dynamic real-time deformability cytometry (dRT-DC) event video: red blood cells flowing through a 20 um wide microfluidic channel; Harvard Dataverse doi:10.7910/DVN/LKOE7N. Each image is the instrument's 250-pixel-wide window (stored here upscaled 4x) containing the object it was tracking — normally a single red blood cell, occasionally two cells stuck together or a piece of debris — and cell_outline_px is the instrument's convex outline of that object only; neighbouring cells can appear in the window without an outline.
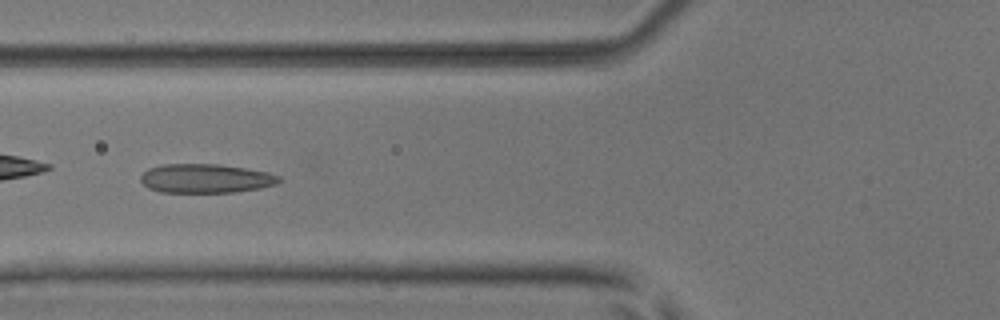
{"species": "common noctule bat (a hibernating species)", "species_latin": "Nyctalus noctula", "temperature_condition": "room temperature", "stored_images_in_passage": 5, "camera_frame_rate_fps": 3000, "um_per_image_px": 0.085, "animal": {"sex": "male", "body_mass_g": 17.9, "forearm_length_mm": 54.2}, "frame": {"image": 1, "passage_image": 5, "time_ms": 1.333, "image_size_px": [1000, 320], "cell_outline_px": [[280, 180], [276, 184], [260, 188], [236, 192], [160, 192], [148, 188], [140, 180], [140, 176], [148, 168], [160, 164], [216, 164], [244, 168], [268, 172], [280, 176]], "centroid_in_image_um": [17.46, 15.17], "position_along_channel_um": 108.3, "area_um2": 23.41}}